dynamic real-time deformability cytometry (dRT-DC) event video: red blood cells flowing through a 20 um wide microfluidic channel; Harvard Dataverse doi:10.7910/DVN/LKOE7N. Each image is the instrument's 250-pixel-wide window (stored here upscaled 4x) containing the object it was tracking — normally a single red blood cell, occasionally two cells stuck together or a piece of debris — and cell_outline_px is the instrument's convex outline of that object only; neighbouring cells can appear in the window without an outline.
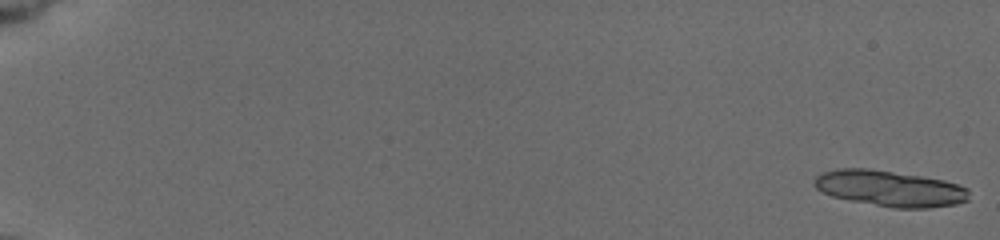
{"species": "common noctule bat (a hibernating species)", "species_latin": "Nyctalus noctula", "temperature_condition": "cold", "stored_images_in_passage": 18, "camera_frame_rate_fps": 3000, "um_per_image_px": 0.085, "animal": {"sex": "female", "body_mass_g": 19.5, "forearm_length_mm": 54.1}, "frame": {"image": 1, "passage_image": 1, "time_ms": 0.0, "image_size_px": [1000, 240], "cell_outline_px": [[968, 200], [956, 204], [928, 208], [892, 208], [848, 200], [832, 196], [816, 188], [812, 184], [816, 176], [820, 172], [836, 168], [872, 168], [944, 180], [968, 188]], "centroid_in_image_um": [75.59, 16.01], "position_along_channel_um": 9.4, "area_um2": 32.6}}